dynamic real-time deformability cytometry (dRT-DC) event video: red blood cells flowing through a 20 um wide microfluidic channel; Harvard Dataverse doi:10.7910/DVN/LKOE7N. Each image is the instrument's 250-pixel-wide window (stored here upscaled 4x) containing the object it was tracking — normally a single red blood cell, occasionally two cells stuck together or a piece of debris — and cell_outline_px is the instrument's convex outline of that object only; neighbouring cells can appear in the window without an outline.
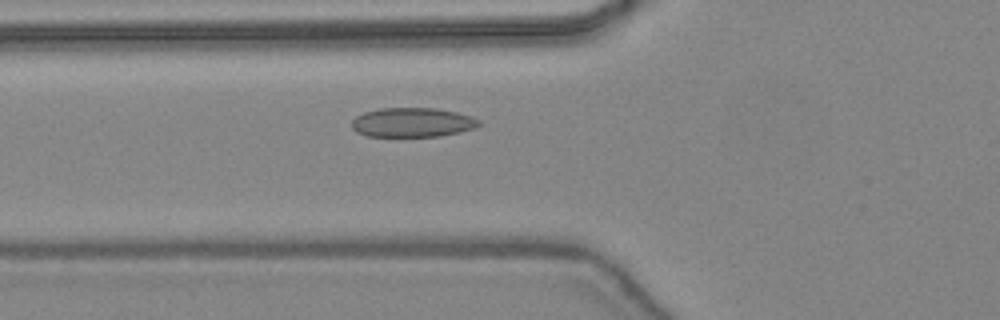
{"species": "common noctule bat (a hibernating species)", "species_latin": "Nyctalus noctula", "temperature_condition": "warm", "stored_images_in_passage": 44, "camera_frame_rate_fps": 3000, "um_per_image_px": 0.085, "animal": {"sex": "female", "body_mass_g": 24.6, "forearm_length_mm": 56.2}, "frame": {"image": 1, "passage_image": 15, "time_ms": 4.667, "image_size_px": [1000, 320], "cell_outline_px": [[480, 124], [476, 128], [460, 132], [440, 136], [364, 136], [356, 132], [352, 128], [352, 120], [356, 116], [364, 112], [380, 108], [436, 108], [456, 112], [472, 116], [480, 120]], "centroid_in_image_um": [35.06, 10.4], "position_along_channel_um": 90.7, "area_um2": 21.91}}
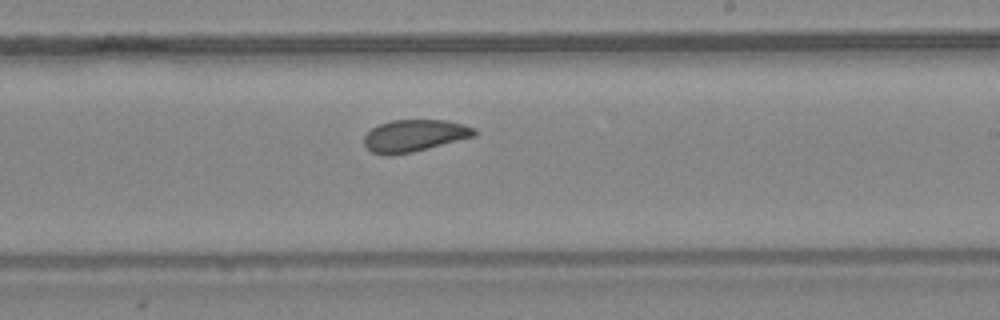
{"frame": {"image": 2, "passage_image": 26, "time_ms": 8.333, "image_size_px": [1000, 320], "cell_outline_px": [[476, 136], [412, 152], [388, 156], [372, 152], [364, 144], [364, 136], [372, 128], [380, 124], [392, 120], [448, 120], [464, 124], [476, 128]], "centroid_in_image_um": [35.25, 11.52], "position_along_channel_um": 253.8, "area_um2": 20.58}}
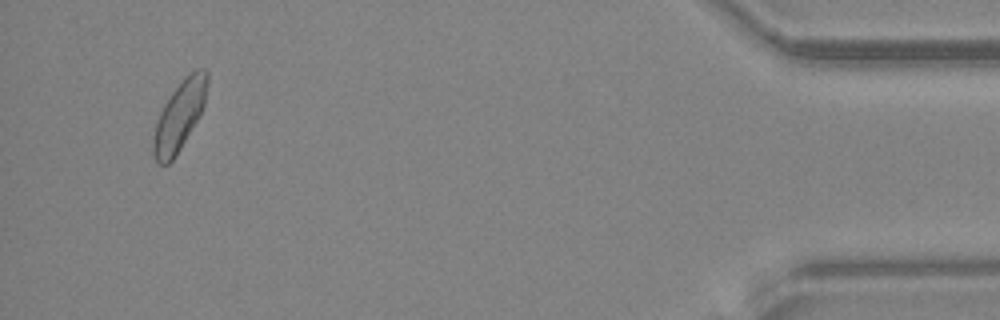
{"frame": {"image": 3, "passage_image": 42, "time_ms": 13.667, "image_size_px": [1000, 320], "cell_outline_px": [[208, 84], [204, 104], [200, 116], [176, 156], [168, 164], [156, 164], [152, 152], [152, 140], [156, 120], [164, 104], [172, 92], [184, 76], [188, 72], [196, 68], [208, 68]], "centroid_in_image_um": [15.25, 9.82], "position_along_channel_um": 419.9, "area_um2": 22.25}, "authors_computed_cell_mechanics": {"area_um2": 21.5594, "velocity_mm_per_s": 4.4249, "shape_relaxation_time_tau1_ms": 6.1013, "shape_relaxation_time_tau2_ms": 3.0992, "deformation_change_tau1": 0.1226, "deformation_change_tau2": 0.0612}}